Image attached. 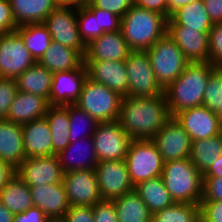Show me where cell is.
Masks as SVG:
<instances>
[{
    "instance_id": "d6986e66",
    "label": "cell",
    "mask_w": 222,
    "mask_h": 222,
    "mask_svg": "<svg viewBox=\"0 0 222 222\" xmlns=\"http://www.w3.org/2000/svg\"><path fill=\"white\" fill-rule=\"evenodd\" d=\"M33 205L51 222H60L70 205L62 182L30 187Z\"/></svg>"
},
{
    "instance_id": "8fae6325",
    "label": "cell",
    "mask_w": 222,
    "mask_h": 222,
    "mask_svg": "<svg viewBox=\"0 0 222 222\" xmlns=\"http://www.w3.org/2000/svg\"><path fill=\"white\" fill-rule=\"evenodd\" d=\"M44 24L52 41L77 50L83 57L86 46L81 41L77 26V8L56 7L46 18Z\"/></svg>"
},
{
    "instance_id": "7a4b0ae2",
    "label": "cell",
    "mask_w": 222,
    "mask_h": 222,
    "mask_svg": "<svg viewBox=\"0 0 222 222\" xmlns=\"http://www.w3.org/2000/svg\"><path fill=\"white\" fill-rule=\"evenodd\" d=\"M215 68L209 61L189 62L183 73L164 89L172 117L182 110L203 105L207 81Z\"/></svg>"
},
{
    "instance_id": "c3c4849f",
    "label": "cell",
    "mask_w": 222,
    "mask_h": 222,
    "mask_svg": "<svg viewBox=\"0 0 222 222\" xmlns=\"http://www.w3.org/2000/svg\"><path fill=\"white\" fill-rule=\"evenodd\" d=\"M17 28L9 0H0V35L14 32Z\"/></svg>"
},
{
    "instance_id": "9a60e30c",
    "label": "cell",
    "mask_w": 222,
    "mask_h": 222,
    "mask_svg": "<svg viewBox=\"0 0 222 222\" xmlns=\"http://www.w3.org/2000/svg\"><path fill=\"white\" fill-rule=\"evenodd\" d=\"M173 117L187 132L191 141L208 139L222 133L218 115L204 105L182 110Z\"/></svg>"
},
{
    "instance_id": "3957f363",
    "label": "cell",
    "mask_w": 222,
    "mask_h": 222,
    "mask_svg": "<svg viewBox=\"0 0 222 222\" xmlns=\"http://www.w3.org/2000/svg\"><path fill=\"white\" fill-rule=\"evenodd\" d=\"M167 18L132 6L121 18L120 31L132 51H146L167 33Z\"/></svg>"
},
{
    "instance_id": "cb8c5ba5",
    "label": "cell",
    "mask_w": 222,
    "mask_h": 222,
    "mask_svg": "<svg viewBox=\"0 0 222 222\" xmlns=\"http://www.w3.org/2000/svg\"><path fill=\"white\" fill-rule=\"evenodd\" d=\"M49 102L46 98L18 91L5 120L23 125L46 115Z\"/></svg>"
},
{
    "instance_id": "681fc988",
    "label": "cell",
    "mask_w": 222,
    "mask_h": 222,
    "mask_svg": "<svg viewBox=\"0 0 222 222\" xmlns=\"http://www.w3.org/2000/svg\"><path fill=\"white\" fill-rule=\"evenodd\" d=\"M14 222H51V220L42 210L32 207L25 212L15 214Z\"/></svg>"
},
{
    "instance_id": "2e32d148",
    "label": "cell",
    "mask_w": 222,
    "mask_h": 222,
    "mask_svg": "<svg viewBox=\"0 0 222 222\" xmlns=\"http://www.w3.org/2000/svg\"><path fill=\"white\" fill-rule=\"evenodd\" d=\"M152 141L156 144L164 163L190 156L192 141L174 117L161 128Z\"/></svg>"
},
{
    "instance_id": "f907efd6",
    "label": "cell",
    "mask_w": 222,
    "mask_h": 222,
    "mask_svg": "<svg viewBox=\"0 0 222 222\" xmlns=\"http://www.w3.org/2000/svg\"><path fill=\"white\" fill-rule=\"evenodd\" d=\"M168 0H136V6L157 12L167 18Z\"/></svg>"
},
{
    "instance_id": "30bf717a",
    "label": "cell",
    "mask_w": 222,
    "mask_h": 222,
    "mask_svg": "<svg viewBox=\"0 0 222 222\" xmlns=\"http://www.w3.org/2000/svg\"><path fill=\"white\" fill-rule=\"evenodd\" d=\"M37 61L17 32L0 35V77L15 79Z\"/></svg>"
},
{
    "instance_id": "f5cc1de1",
    "label": "cell",
    "mask_w": 222,
    "mask_h": 222,
    "mask_svg": "<svg viewBox=\"0 0 222 222\" xmlns=\"http://www.w3.org/2000/svg\"><path fill=\"white\" fill-rule=\"evenodd\" d=\"M15 175L16 168L12 164L0 159V191Z\"/></svg>"
},
{
    "instance_id": "db71d44e",
    "label": "cell",
    "mask_w": 222,
    "mask_h": 222,
    "mask_svg": "<svg viewBox=\"0 0 222 222\" xmlns=\"http://www.w3.org/2000/svg\"><path fill=\"white\" fill-rule=\"evenodd\" d=\"M203 177H222V154L203 173Z\"/></svg>"
},
{
    "instance_id": "680465c9",
    "label": "cell",
    "mask_w": 222,
    "mask_h": 222,
    "mask_svg": "<svg viewBox=\"0 0 222 222\" xmlns=\"http://www.w3.org/2000/svg\"><path fill=\"white\" fill-rule=\"evenodd\" d=\"M219 107L218 109L215 111V113L218 115L220 122L222 124V87H220V96H219Z\"/></svg>"
},
{
    "instance_id": "5b68a950",
    "label": "cell",
    "mask_w": 222,
    "mask_h": 222,
    "mask_svg": "<svg viewBox=\"0 0 222 222\" xmlns=\"http://www.w3.org/2000/svg\"><path fill=\"white\" fill-rule=\"evenodd\" d=\"M146 51L154 76L163 89L174 82L189 63L181 49L167 33Z\"/></svg>"
},
{
    "instance_id": "4dcf8cb0",
    "label": "cell",
    "mask_w": 222,
    "mask_h": 222,
    "mask_svg": "<svg viewBox=\"0 0 222 222\" xmlns=\"http://www.w3.org/2000/svg\"><path fill=\"white\" fill-rule=\"evenodd\" d=\"M0 203L13 214L34 207L30 187L17 175L0 191Z\"/></svg>"
},
{
    "instance_id": "b9f144b4",
    "label": "cell",
    "mask_w": 222,
    "mask_h": 222,
    "mask_svg": "<svg viewBox=\"0 0 222 222\" xmlns=\"http://www.w3.org/2000/svg\"><path fill=\"white\" fill-rule=\"evenodd\" d=\"M85 6L95 16H98L99 28H101L104 33L120 30L121 17L107 10L95 8L88 0L85 3Z\"/></svg>"
},
{
    "instance_id": "8992f818",
    "label": "cell",
    "mask_w": 222,
    "mask_h": 222,
    "mask_svg": "<svg viewBox=\"0 0 222 222\" xmlns=\"http://www.w3.org/2000/svg\"><path fill=\"white\" fill-rule=\"evenodd\" d=\"M122 96L103 84L87 78L76 106L98 123L117 121Z\"/></svg>"
},
{
    "instance_id": "836d02e7",
    "label": "cell",
    "mask_w": 222,
    "mask_h": 222,
    "mask_svg": "<svg viewBox=\"0 0 222 222\" xmlns=\"http://www.w3.org/2000/svg\"><path fill=\"white\" fill-rule=\"evenodd\" d=\"M222 154V133L208 139L192 141L189 159L203 174Z\"/></svg>"
},
{
    "instance_id": "83f0119b",
    "label": "cell",
    "mask_w": 222,
    "mask_h": 222,
    "mask_svg": "<svg viewBox=\"0 0 222 222\" xmlns=\"http://www.w3.org/2000/svg\"><path fill=\"white\" fill-rule=\"evenodd\" d=\"M9 3L18 27L44 23L48 15L57 7L52 0H9Z\"/></svg>"
},
{
    "instance_id": "484cf974",
    "label": "cell",
    "mask_w": 222,
    "mask_h": 222,
    "mask_svg": "<svg viewBox=\"0 0 222 222\" xmlns=\"http://www.w3.org/2000/svg\"><path fill=\"white\" fill-rule=\"evenodd\" d=\"M38 62L55 73L79 68L84 63V57L77 50L52 41Z\"/></svg>"
},
{
    "instance_id": "1f68e13d",
    "label": "cell",
    "mask_w": 222,
    "mask_h": 222,
    "mask_svg": "<svg viewBox=\"0 0 222 222\" xmlns=\"http://www.w3.org/2000/svg\"><path fill=\"white\" fill-rule=\"evenodd\" d=\"M134 189L152 214L175 203L161 176L143 181L135 186Z\"/></svg>"
},
{
    "instance_id": "ee69618b",
    "label": "cell",
    "mask_w": 222,
    "mask_h": 222,
    "mask_svg": "<svg viewBox=\"0 0 222 222\" xmlns=\"http://www.w3.org/2000/svg\"><path fill=\"white\" fill-rule=\"evenodd\" d=\"M95 222H118L115 203L109 200H102L93 206Z\"/></svg>"
},
{
    "instance_id": "ffe728a7",
    "label": "cell",
    "mask_w": 222,
    "mask_h": 222,
    "mask_svg": "<svg viewBox=\"0 0 222 222\" xmlns=\"http://www.w3.org/2000/svg\"><path fill=\"white\" fill-rule=\"evenodd\" d=\"M88 78L103 84L120 96H128L125 61H84Z\"/></svg>"
},
{
    "instance_id": "52a82bcc",
    "label": "cell",
    "mask_w": 222,
    "mask_h": 222,
    "mask_svg": "<svg viewBox=\"0 0 222 222\" xmlns=\"http://www.w3.org/2000/svg\"><path fill=\"white\" fill-rule=\"evenodd\" d=\"M125 162L134 187L162 175L164 161L152 140H132Z\"/></svg>"
},
{
    "instance_id": "7c38bea8",
    "label": "cell",
    "mask_w": 222,
    "mask_h": 222,
    "mask_svg": "<svg viewBox=\"0 0 222 222\" xmlns=\"http://www.w3.org/2000/svg\"><path fill=\"white\" fill-rule=\"evenodd\" d=\"M95 171L102 200L113 201L134 190L125 160L98 162Z\"/></svg>"
},
{
    "instance_id": "816d5d0a",
    "label": "cell",
    "mask_w": 222,
    "mask_h": 222,
    "mask_svg": "<svg viewBox=\"0 0 222 222\" xmlns=\"http://www.w3.org/2000/svg\"><path fill=\"white\" fill-rule=\"evenodd\" d=\"M213 24L222 23V0H203Z\"/></svg>"
},
{
    "instance_id": "11a10c76",
    "label": "cell",
    "mask_w": 222,
    "mask_h": 222,
    "mask_svg": "<svg viewBox=\"0 0 222 222\" xmlns=\"http://www.w3.org/2000/svg\"><path fill=\"white\" fill-rule=\"evenodd\" d=\"M195 0H168L167 2V19L181 7L191 4Z\"/></svg>"
},
{
    "instance_id": "7402d4cb",
    "label": "cell",
    "mask_w": 222,
    "mask_h": 222,
    "mask_svg": "<svg viewBox=\"0 0 222 222\" xmlns=\"http://www.w3.org/2000/svg\"><path fill=\"white\" fill-rule=\"evenodd\" d=\"M21 128L26 158L52 155V133L45 116L21 125Z\"/></svg>"
},
{
    "instance_id": "bcb514c9",
    "label": "cell",
    "mask_w": 222,
    "mask_h": 222,
    "mask_svg": "<svg viewBox=\"0 0 222 222\" xmlns=\"http://www.w3.org/2000/svg\"><path fill=\"white\" fill-rule=\"evenodd\" d=\"M60 222H95L93 206H70Z\"/></svg>"
},
{
    "instance_id": "f6af8a7d",
    "label": "cell",
    "mask_w": 222,
    "mask_h": 222,
    "mask_svg": "<svg viewBox=\"0 0 222 222\" xmlns=\"http://www.w3.org/2000/svg\"><path fill=\"white\" fill-rule=\"evenodd\" d=\"M201 201H222V177H203Z\"/></svg>"
},
{
    "instance_id": "9c48e42d",
    "label": "cell",
    "mask_w": 222,
    "mask_h": 222,
    "mask_svg": "<svg viewBox=\"0 0 222 222\" xmlns=\"http://www.w3.org/2000/svg\"><path fill=\"white\" fill-rule=\"evenodd\" d=\"M92 139L98 162L125 160L132 141L118 121L98 123Z\"/></svg>"
},
{
    "instance_id": "60d3db41",
    "label": "cell",
    "mask_w": 222,
    "mask_h": 222,
    "mask_svg": "<svg viewBox=\"0 0 222 222\" xmlns=\"http://www.w3.org/2000/svg\"><path fill=\"white\" fill-rule=\"evenodd\" d=\"M17 92L15 79L0 77V119L6 118Z\"/></svg>"
},
{
    "instance_id": "6f0895ef",
    "label": "cell",
    "mask_w": 222,
    "mask_h": 222,
    "mask_svg": "<svg viewBox=\"0 0 222 222\" xmlns=\"http://www.w3.org/2000/svg\"><path fill=\"white\" fill-rule=\"evenodd\" d=\"M15 214L0 203V222H14Z\"/></svg>"
},
{
    "instance_id": "d590c367",
    "label": "cell",
    "mask_w": 222,
    "mask_h": 222,
    "mask_svg": "<svg viewBox=\"0 0 222 222\" xmlns=\"http://www.w3.org/2000/svg\"><path fill=\"white\" fill-rule=\"evenodd\" d=\"M152 222H202L200 204L175 202L152 214Z\"/></svg>"
},
{
    "instance_id": "f546056e",
    "label": "cell",
    "mask_w": 222,
    "mask_h": 222,
    "mask_svg": "<svg viewBox=\"0 0 222 222\" xmlns=\"http://www.w3.org/2000/svg\"><path fill=\"white\" fill-rule=\"evenodd\" d=\"M45 117L52 133V155H58L70 144L68 105H50Z\"/></svg>"
},
{
    "instance_id": "ab89813d",
    "label": "cell",
    "mask_w": 222,
    "mask_h": 222,
    "mask_svg": "<svg viewBox=\"0 0 222 222\" xmlns=\"http://www.w3.org/2000/svg\"><path fill=\"white\" fill-rule=\"evenodd\" d=\"M209 35L208 61L222 68V23L213 24Z\"/></svg>"
},
{
    "instance_id": "8d00e7d4",
    "label": "cell",
    "mask_w": 222,
    "mask_h": 222,
    "mask_svg": "<svg viewBox=\"0 0 222 222\" xmlns=\"http://www.w3.org/2000/svg\"><path fill=\"white\" fill-rule=\"evenodd\" d=\"M70 120L69 141L70 143L77 140L92 137L96 130L98 122L84 110L75 104L68 105Z\"/></svg>"
},
{
    "instance_id": "5bb4252c",
    "label": "cell",
    "mask_w": 222,
    "mask_h": 222,
    "mask_svg": "<svg viewBox=\"0 0 222 222\" xmlns=\"http://www.w3.org/2000/svg\"><path fill=\"white\" fill-rule=\"evenodd\" d=\"M16 175L29 187L60 183L63 180L57 155L27 157L17 168Z\"/></svg>"
},
{
    "instance_id": "e575fe53",
    "label": "cell",
    "mask_w": 222,
    "mask_h": 222,
    "mask_svg": "<svg viewBox=\"0 0 222 222\" xmlns=\"http://www.w3.org/2000/svg\"><path fill=\"white\" fill-rule=\"evenodd\" d=\"M16 31L23 38L26 48L38 62L52 42L51 35L44 23L26 24Z\"/></svg>"
},
{
    "instance_id": "f35d334b",
    "label": "cell",
    "mask_w": 222,
    "mask_h": 222,
    "mask_svg": "<svg viewBox=\"0 0 222 222\" xmlns=\"http://www.w3.org/2000/svg\"><path fill=\"white\" fill-rule=\"evenodd\" d=\"M220 87H222V68L216 67L209 75L203 105L210 110L216 111L219 107Z\"/></svg>"
},
{
    "instance_id": "9f6ffc18",
    "label": "cell",
    "mask_w": 222,
    "mask_h": 222,
    "mask_svg": "<svg viewBox=\"0 0 222 222\" xmlns=\"http://www.w3.org/2000/svg\"><path fill=\"white\" fill-rule=\"evenodd\" d=\"M57 7H74L79 8L85 5L87 0H52Z\"/></svg>"
},
{
    "instance_id": "603a6c76",
    "label": "cell",
    "mask_w": 222,
    "mask_h": 222,
    "mask_svg": "<svg viewBox=\"0 0 222 222\" xmlns=\"http://www.w3.org/2000/svg\"><path fill=\"white\" fill-rule=\"evenodd\" d=\"M57 156L64 173L95 169L98 164L92 137L70 143Z\"/></svg>"
},
{
    "instance_id": "7bdbcfd3",
    "label": "cell",
    "mask_w": 222,
    "mask_h": 222,
    "mask_svg": "<svg viewBox=\"0 0 222 222\" xmlns=\"http://www.w3.org/2000/svg\"><path fill=\"white\" fill-rule=\"evenodd\" d=\"M95 8L107 10L119 17H123L127 11L136 4V0H88Z\"/></svg>"
},
{
    "instance_id": "6da1fadb",
    "label": "cell",
    "mask_w": 222,
    "mask_h": 222,
    "mask_svg": "<svg viewBox=\"0 0 222 222\" xmlns=\"http://www.w3.org/2000/svg\"><path fill=\"white\" fill-rule=\"evenodd\" d=\"M172 118L164 94L122 97L118 122L132 140H152Z\"/></svg>"
},
{
    "instance_id": "277c9868",
    "label": "cell",
    "mask_w": 222,
    "mask_h": 222,
    "mask_svg": "<svg viewBox=\"0 0 222 222\" xmlns=\"http://www.w3.org/2000/svg\"><path fill=\"white\" fill-rule=\"evenodd\" d=\"M161 177L176 203H201L203 174L189 158L165 162Z\"/></svg>"
},
{
    "instance_id": "7dc6e473",
    "label": "cell",
    "mask_w": 222,
    "mask_h": 222,
    "mask_svg": "<svg viewBox=\"0 0 222 222\" xmlns=\"http://www.w3.org/2000/svg\"><path fill=\"white\" fill-rule=\"evenodd\" d=\"M202 222H222V201H201Z\"/></svg>"
},
{
    "instance_id": "4fadbf2b",
    "label": "cell",
    "mask_w": 222,
    "mask_h": 222,
    "mask_svg": "<svg viewBox=\"0 0 222 222\" xmlns=\"http://www.w3.org/2000/svg\"><path fill=\"white\" fill-rule=\"evenodd\" d=\"M62 183L70 206H94L102 201L95 169L64 173Z\"/></svg>"
},
{
    "instance_id": "e0dca14e",
    "label": "cell",
    "mask_w": 222,
    "mask_h": 222,
    "mask_svg": "<svg viewBox=\"0 0 222 222\" xmlns=\"http://www.w3.org/2000/svg\"><path fill=\"white\" fill-rule=\"evenodd\" d=\"M88 73L83 63L79 68L53 73L50 105L75 104L79 99Z\"/></svg>"
},
{
    "instance_id": "d4e9b609",
    "label": "cell",
    "mask_w": 222,
    "mask_h": 222,
    "mask_svg": "<svg viewBox=\"0 0 222 222\" xmlns=\"http://www.w3.org/2000/svg\"><path fill=\"white\" fill-rule=\"evenodd\" d=\"M0 159L15 168L26 159L20 124L0 119Z\"/></svg>"
},
{
    "instance_id": "4316f807",
    "label": "cell",
    "mask_w": 222,
    "mask_h": 222,
    "mask_svg": "<svg viewBox=\"0 0 222 222\" xmlns=\"http://www.w3.org/2000/svg\"><path fill=\"white\" fill-rule=\"evenodd\" d=\"M15 82L18 91L44 97L50 105V89L53 82V73L39 62H36L21 75H18L15 78Z\"/></svg>"
},
{
    "instance_id": "ba28073f",
    "label": "cell",
    "mask_w": 222,
    "mask_h": 222,
    "mask_svg": "<svg viewBox=\"0 0 222 222\" xmlns=\"http://www.w3.org/2000/svg\"><path fill=\"white\" fill-rule=\"evenodd\" d=\"M129 97H154L164 94L151 67L147 51H131L125 60Z\"/></svg>"
},
{
    "instance_id": "74e56055",
    "label": "cell",
    "mask_w": 222,
    "mask_h": 222,
    "mask_svg": "<svg viewBox=\"0 0 222 222\" xmlns=\"http://www.w3.org/2000/svg\"><path fill=\"white\" fill-rule=\"evenodd\" d=\"M77 26L85 46L104 33L99 28L98 16H95L85 5L77 8Z\"/></svg>"
},
{
    "instance_id": "44dd1931",
    "label": "cell",
    "mask_w": 222,
    "mask_h": 222,
    "mask_svg": "<svg viewBox=\"0 0 222 222\" xmlns=\"http://www.w3.org/2000/svg\"><path fill=\"white\" fill-rule=\"evenodd\" d=\"M131 51L120 30L107 32L86 45L84 61H125Z\"/></svg>"
},
{
    "instance_id": "ac0fdd59",
    "label": "cell",
    "mask_w": 222,
    "mask_h": 222,
    "mask_svg": "<svg viewBox=\"0 0 222 222\" xmlns=\"http://www.w3.org/2000/svg\"><path fill=\"white\" fill-rule=\"evenodd\" d=\"M209 32L186 29L179 24H167V34L181 49L189 62H207L209 54Z\"/></svg>"
},
{
    "instance_id": "d6a6232c",
    "label": "cell",
    "mask_w": 222,
    "mask_h": 222,
    "mask_svg": "<svg viewBox=\"0 0 222 222\" xmlns=\"http://www.w3.org/2000/svg\"><path fill=\"white\" fill-rule=\"evenodd\" d=\"M118 222H152V213L135 189L113 200Z\"/></svg>"
},
{
    "instance_id": "f1b7e54d",
    "label": "cell",
    "mask_w": 222,
    "mask_h": 222,
    "mask_svg": "<svg viewBox=\"0 0 222 222\" xmlns=\"http://www.w3.org/2000/svg\"><path fill=\"white\" fill-rule=\"evenodd\" d=\"M167 24H179L186 29H196L199 32H209L213 26L203 0H195L173 13Z\"/></svg>"
}]
</instances>
